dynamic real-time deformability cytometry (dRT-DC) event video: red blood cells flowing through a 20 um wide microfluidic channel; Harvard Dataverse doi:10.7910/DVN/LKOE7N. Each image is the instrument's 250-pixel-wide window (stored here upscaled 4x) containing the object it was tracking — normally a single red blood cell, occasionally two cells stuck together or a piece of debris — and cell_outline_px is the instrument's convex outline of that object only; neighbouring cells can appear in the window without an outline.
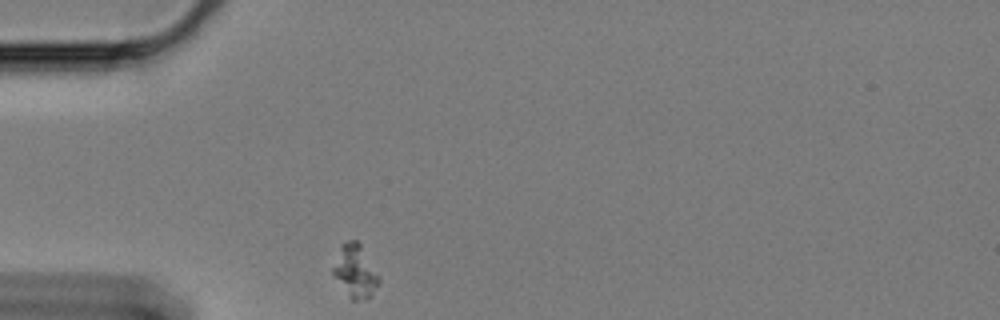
{"species": "Egyptian fruit bat (a non-hibernating species)", "species_latin": "Rousettus aegyptiacus", "temperature_condition": "cold", "stored_images_in_passage": 36, "camera_frame_rate_fps": 3000, "um_per_image_px": 0.085, "animal": {"sex": "female"}, "frame": {"image": 1, "passage_image": 1, "time_ms": 0.0, "image_size_px": [1000, 320], "cell_outline_px": [[380, 284], [368, 296], [356, 300], [352, 300], [332, 272], [332, 268], [340, 244], [348, 240], [356, 240], [360, 244], [380, 280]], "centroid_in_image_um": [30.16, 23.0], "position_along_channel_um": 54.8, "area_um2": 13.47}}
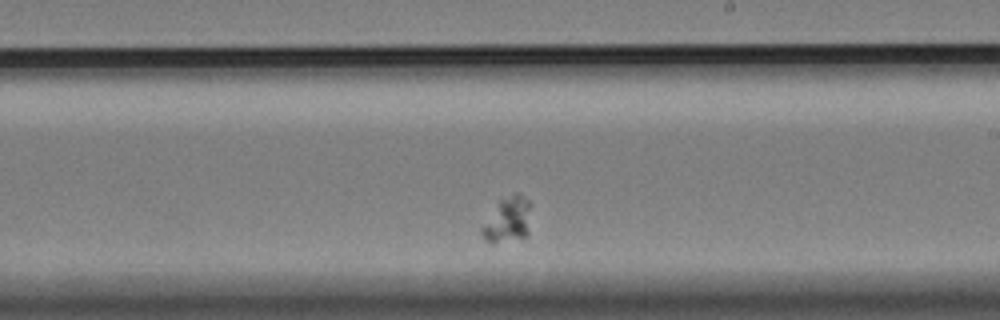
{"frame": {"image": 2, "passage_image": 21, "time_ms": 6.667, "image_size_px": [1000, 320], "cell_outline_px": [[532, 204], [528, 236], [524, 240], [492, 244], [484, 240], [480, 232], [500, 200], [516, 192], [520, 192]], "centroid_in_image_um": [43.24, 18.74], "position_along_channel_um": 245.8, "area_um2": 13.41}}
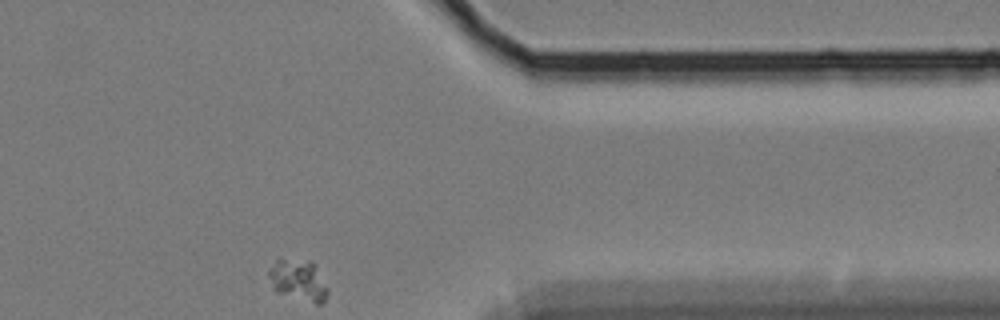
{"frame": {"image": 3, "passage_image": 36, "time_ms": 11.667, "image_size_px": [1000, 320], "cell_outline_px": [[328, 292], [324, 300], [320, 304], [316, 304], [276, 292], [272, 288], [268, 276], [268, 268], [280, 256], [312, 260], [316, 264], [328, 288]], "centroid_in_image_um": [25.33, 23.75], "position_along_channel_um": 386.1, "area_um2": 14.85}}